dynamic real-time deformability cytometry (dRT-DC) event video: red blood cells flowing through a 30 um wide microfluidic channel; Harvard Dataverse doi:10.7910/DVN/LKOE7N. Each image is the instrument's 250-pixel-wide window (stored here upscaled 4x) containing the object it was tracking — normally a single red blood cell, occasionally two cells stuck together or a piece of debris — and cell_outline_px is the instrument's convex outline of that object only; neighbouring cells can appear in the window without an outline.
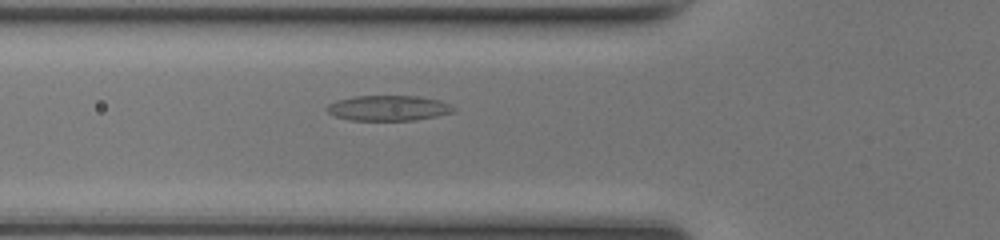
{"species": "common noctule bat (a hibernating species)", "species_latin": "Nyctalus noctula", "temperature_condition": "room temperature", "stored_images_in_passage": 32, "camera_frame_rate_fps": 3000, "um_per_image_px": 0.085, "animal": {"sex": "female", "body_mass_g": 17.0, "forearm_length_mm": 48.0}, "frame": {"image": 1, "passage_image": 5, "time_ms": 1.333, "image_size_px": [1000, 240], "cell_outline_px": [[456, 112], [416, 120], [352, 120], [336, 116], [328, 112], [324, 108], [328, 104], [336, 100], [356, 96], [416, 96], [440, 100], [456, 108]], "centroid_in_image_um": [33.02, 9.18], "position_along_channel_um": 92.8, "area_um2": 18.67}}
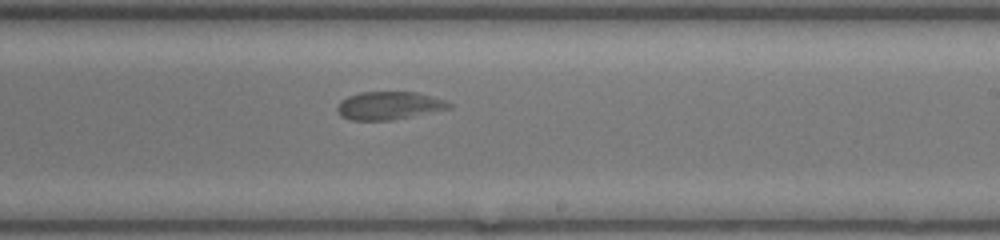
{"frame": {"image": 2, "passage_image": 17, "time_ms": 5.333, "image_size_px": [1000, 240], "cell_outline_px": [[452, 108], [392, 120], [352, 120], [340, 116], [336, 108], [340, 100], [348, 96], [360, 92], [416, 92], [432, 96], [444, 100], [452, 104]], "centroid_in_image_um": [33.05, 8.97], "position_along_channel_um": 256.0, "area_um2": 18.26}}
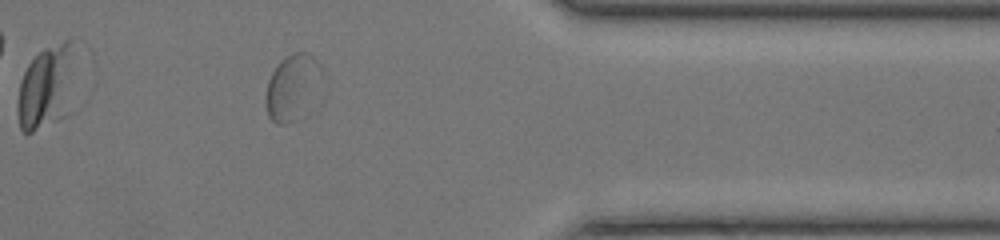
{"frame": {"image": 3, "passage_image": 28, "time_ms": 9.0, "image_size_px": [1000, 240], "cell_outline_px": [[316, 60], [292, 120], [284, 124], [276, 124], [268, 116], [264, 104], [264, 100], [268, 80], [272, 72], [292, 52], [308, 52]], "centroid_in_image_um": [24.46, 7.36], "position_along_channel_um": 386.9, "area_um2": 16.94}}